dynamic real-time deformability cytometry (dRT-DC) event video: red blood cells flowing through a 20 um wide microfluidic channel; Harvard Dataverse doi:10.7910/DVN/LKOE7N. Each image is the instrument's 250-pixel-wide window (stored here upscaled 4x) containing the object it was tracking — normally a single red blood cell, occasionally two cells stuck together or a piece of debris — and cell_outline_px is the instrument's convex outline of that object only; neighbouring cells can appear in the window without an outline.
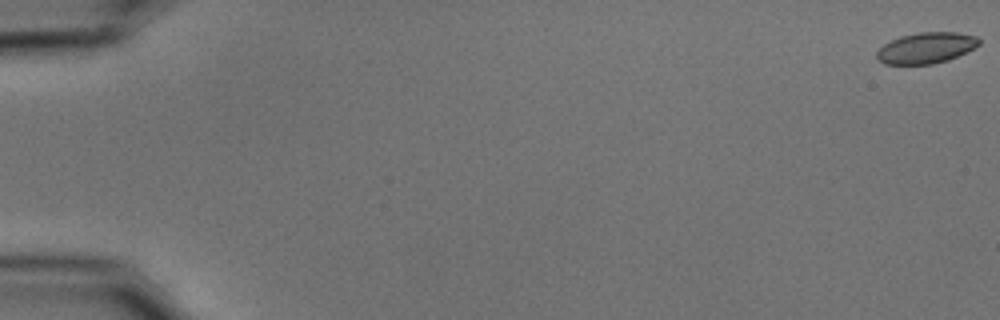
{"species": "common noctule bat (a hibernating species)", "species_latin": "Nyctalus noctula", "temperature_condition": "cold", "stored_images_in_passage": 9, "camera_frame_rate_fps": 3000, "um_per_image_px": 0.085, "animal": {"sex": "male", "body_mass_g": 15.6}, "frame": {"image": 1, "passage_image": 1, "time_ms": 0.0, "image_size_px": [1000, 320], "cell_outline_px": [[980, 44], [948, 60], [932, 64], [884, 64], [876, 56], [876, 52], [884, 44], [900, 36], [920, 32], [956, 32], [976, 36], [980, 40]], "centroid_in_image_um": [78.71, 4.07], "position_along_channel_um": 6.3, "area_um2": 18.21}}